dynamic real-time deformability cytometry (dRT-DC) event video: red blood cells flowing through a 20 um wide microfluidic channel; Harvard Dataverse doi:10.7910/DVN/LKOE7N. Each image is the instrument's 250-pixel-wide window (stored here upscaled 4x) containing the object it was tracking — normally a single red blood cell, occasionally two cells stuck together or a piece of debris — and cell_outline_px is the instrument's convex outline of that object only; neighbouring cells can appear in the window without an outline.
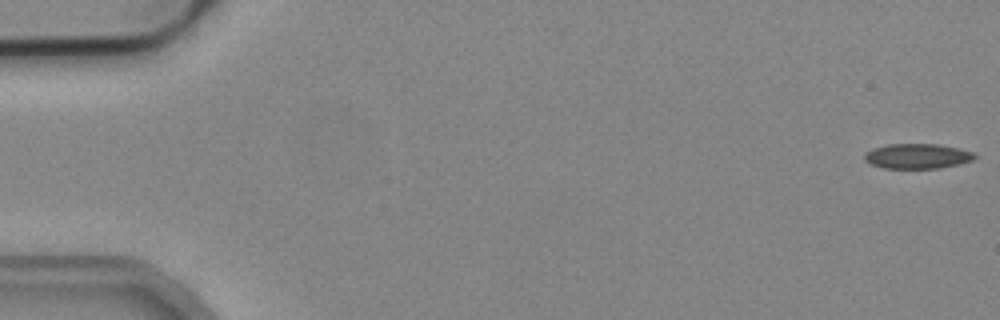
{"species": "common noctule bat (a hibernating species)", "species_latin": "Nyctalus noctula", "temperature_condition": "cold", "stored_images_in_passage": 53, "camera_frame_rate_fps": 3000, "um_per_image_px": 0.085, "animal": {"sex": "male", "body_mass_g": 19.2, "forearm_length_mm": 51.8}, "frame": {"image": 1, "passage_image": 1, "time_ms": 0.0, "image_size_px": [1000, 320], "cell_outline_px": [[976, 156], [972, 160], [960, 164], [940, 168], [884, 168], [872, 164], [864, 160], [864, 156], [872, 148], [888, 144], [940, 144], [960, 148], [972, 152]], "centroid_in_image_um": [77.99, 13.27], "position_along_channel_um": 7.0, "area_um2": 16.01}}
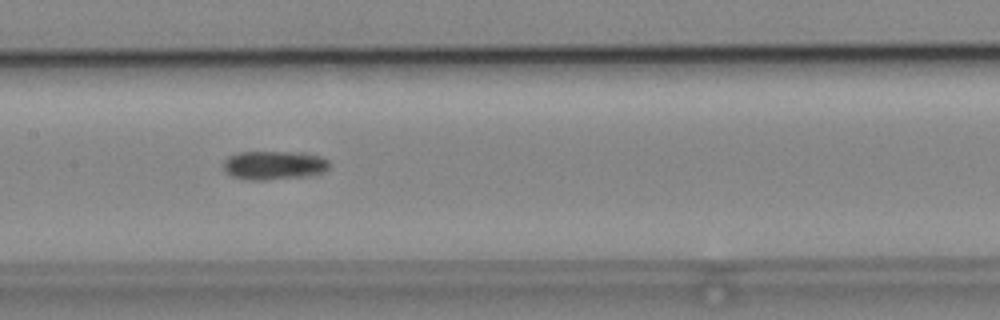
{"frame": {"image": 2, "passage_image": 26, "time_ms": 8.333, "image_size_px": [1000, 320], "cell_outline_px": [[328, 168], [320, 172], [300, 176], [264, 180], [248, 180], [232, 176], [224, 172], [220, 164], [228, 156], [236, 152], [288, 152], [316, 156], [328, 160]], "centroid_in_image_um": [23.12, 14.04], "position_along_channel_um": 184.3, "area_um2": 17.46}}
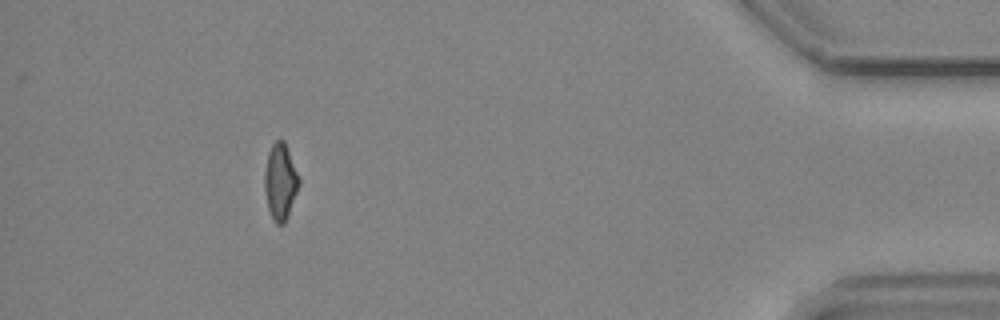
{"frame": {"image": 3, "passage_image": 48, "time_ms": 15.667, "image_size_px": [1000, 320], "cell_outline_px": [[300, 184], [288, 216], [284, 224], [276, 224], [272, 220], [268, 208], [264, 188], [264, 172], [268, 152], [272, 144], [276, 140], [284, 140], [300, 180]], "centroid_in_image_um": [23.82, 15.47], "position_along_channel_um": 411.4, "area_um2": 15.32}}